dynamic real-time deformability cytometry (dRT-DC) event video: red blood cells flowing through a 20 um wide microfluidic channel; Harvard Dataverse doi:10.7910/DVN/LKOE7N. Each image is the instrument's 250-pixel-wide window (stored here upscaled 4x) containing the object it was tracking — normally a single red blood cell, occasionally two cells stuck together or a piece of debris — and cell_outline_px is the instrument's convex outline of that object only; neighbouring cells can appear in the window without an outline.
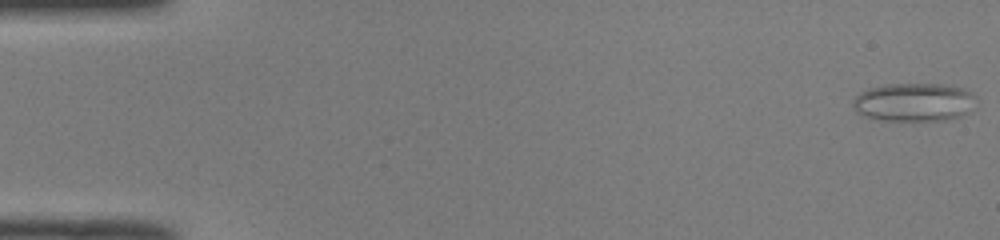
{"species": "common noctule bat (a hibernating species)", "species_latin": "Nyctalus noctula", "temperature_condition": "room temperature", "stored_images_in_passage": 51, "camera_frame_rate_fps": 3000, "um_per_image_px": 0.085, "animal": {"sex": "male", "body_mass_g": 19.0, "forearm_length_mm": 50.8}, "frame": {"image": 1, "passage_image": 1, "time_ms": 0.0, "image_size_px": [1000, 240], "cell_outline_px": [[976, 96], [964, 112], [960, 116], [944, 120], [884, 120], [864, 116], [856, 112], [852, 104], [852, 100], [860, 92], [868, 88], [884, 84], [940, 84], [964, 88], [972, 92]], "centroid_in_image_um": [77.6, 8.67], "position_along_channel_um": 7.4, "area_um2": 27.22}}
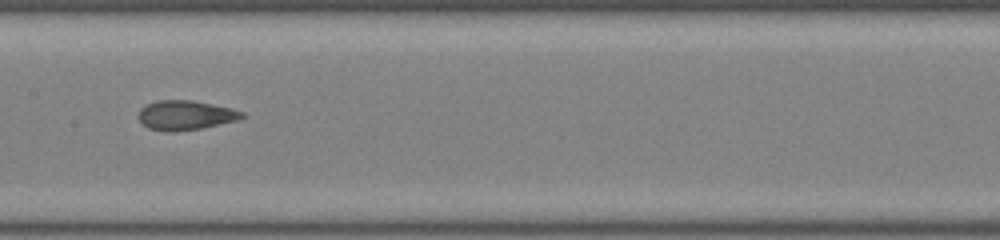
{"frame": {"image": 2, "passage_image": 26, "time_ms": 8.333, "image_size_px": [1000, 240], "cell_outline_px": [[244, 116], [236, 120], [200, 128], [172, 132], [148, 128], [140, 120], [140, 108], [156, 100], [192, 100], [232, 108], [244, 112]], "centroid_in_image_um": [15.77, 9.78], "position_along_channel_um": 191.6, "area_um2": 17.46}}
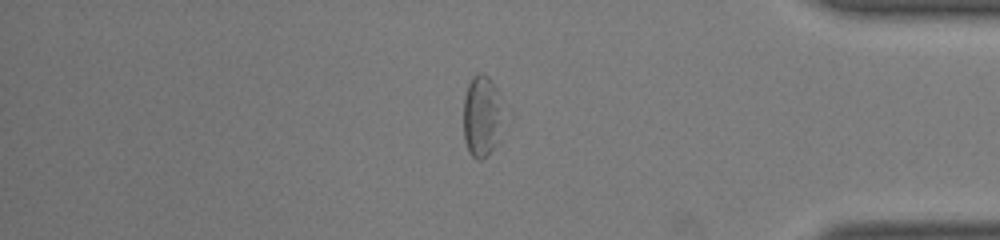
{"frame": {"image": 3, "passage_image": 43, "time_ms": 14.0, "image_size_px": [1000, 240], "cell_outline_px": [[512, 120], [508, 128], [492, 148], [480, 160], [476, 160], [468, 152], [464, 140], [464, 96], [468, 84], [472, 76], [476, 72], [484, 72], [488, 76], [496, 88], [512, 116]], "centroid_in_image_um": [41.12, 9.85], "position_along_channel_um": 394.1, "area_um2": 20.87}, "authors_computed_cell_mechanics": {"area_um2": 19.2474, "velocity_mm_per_s": 4.0196, "shape_relaxation_time_tau1_ms": null, "shape_relaxation_time_tau2_ms": 1.3117, "deformation_change_tau1": null, "deformation_change_tau2": 0.0734}}